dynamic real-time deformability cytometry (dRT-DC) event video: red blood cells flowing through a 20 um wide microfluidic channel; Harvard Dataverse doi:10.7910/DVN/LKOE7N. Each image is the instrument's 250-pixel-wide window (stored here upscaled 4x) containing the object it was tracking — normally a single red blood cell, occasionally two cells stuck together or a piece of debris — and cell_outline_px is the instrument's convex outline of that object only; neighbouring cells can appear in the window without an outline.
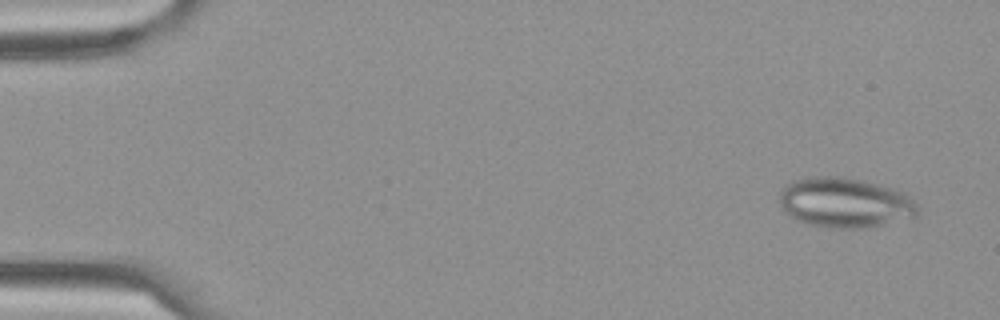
{"species": "Egyptian fruit bat (a non-hibernating species)", "species_latin": "Rousettus aegyptiacus", "temperature_condition": "cold", "stored_images_in_passage": 12, "camera_frame_rate_fps": 3000, "um_per_image_px": 0.085, "frame": {"image": 1, "passage_image": 1, "time_ms": 0.0, "image_size_px": [1000, 320], "cell_outline_px": [[920, 212], [916, 216], [884, 224], [864, 228], [828, 228], [808, 224], [796, 220], [784, 212], [780, 204], [780, 192], [792, 180], [804, 176], [840, 176], [860, 180], [892, 188], [908, 196], [916, 204]], "centroid_in_image_um": [71.77, 17.23], "position_along_channel_um": 13.2, "area_um2": 40.29}}
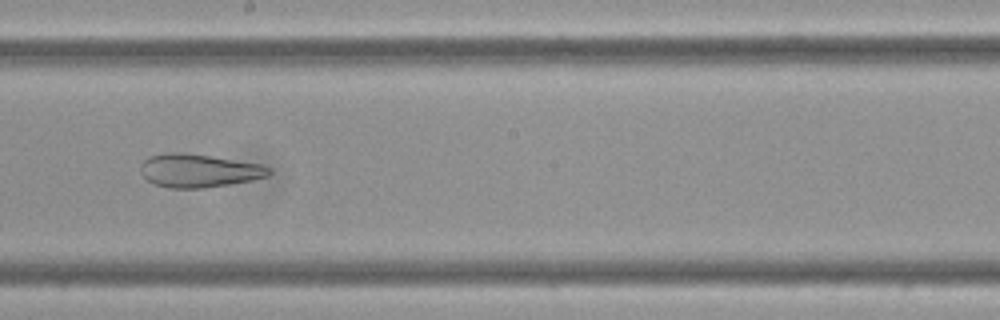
{"frame": {"image": 2, "passage_image": 9, "time_ms": 2.667, "image_size_px": [1000, 320], "cell_outline_px": [[272, 172], [268, 176], [252, 180], [204, 188], [168, 188], [156, 184], [148, 180], [140, 172], [140, 164], [148, 156], [168, 152], [184, 152], [260, 164], [272, 168]], "centroid_in_image_um": [16.88, 14.5], "position_along_channel_um": 231.3, "area_um2": 24.91}}